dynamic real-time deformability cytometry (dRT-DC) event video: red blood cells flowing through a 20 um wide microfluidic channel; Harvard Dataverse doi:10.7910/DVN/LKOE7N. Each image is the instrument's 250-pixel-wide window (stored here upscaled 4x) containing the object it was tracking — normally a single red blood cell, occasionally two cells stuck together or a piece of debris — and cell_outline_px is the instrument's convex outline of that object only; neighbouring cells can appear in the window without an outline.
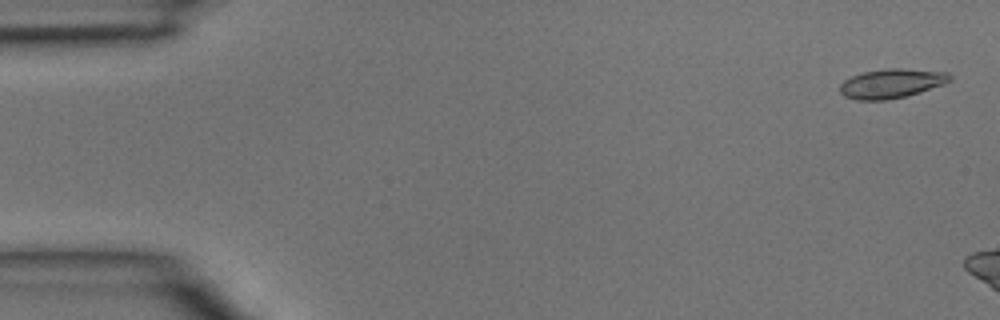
{"species": "common noctule bat (a hibernating species)", "species_latin": "Nyctalus noctula", "temperature_condition": "room temperature", "stored_images_in_passage": 4, "segment_of_instrument_passage": [2, 2], "camera_frame_rate_fps": 3000, "um_per_image_px": 0.085, "animal": {"sex": "male", "body_mass_g": 15.6}, "frame": {"image": 1, "passage_image": 4, "time_ms": 1.0, "image_size_px": [1000, 320], "cell_outline_px": [[952, 80], [944, 84], [904, 96], [888, 100], [856, 100], [844, 96], [840, 92], [840, 84], [844, 80], [852, 76], [864, 72], [884, 68], [900, 68], [948, 72], [952, 76]], "centroid_in_image_um": [75.77, 7.08], "position_along_channel_um": 9.2, "area_um2": 18.73}}